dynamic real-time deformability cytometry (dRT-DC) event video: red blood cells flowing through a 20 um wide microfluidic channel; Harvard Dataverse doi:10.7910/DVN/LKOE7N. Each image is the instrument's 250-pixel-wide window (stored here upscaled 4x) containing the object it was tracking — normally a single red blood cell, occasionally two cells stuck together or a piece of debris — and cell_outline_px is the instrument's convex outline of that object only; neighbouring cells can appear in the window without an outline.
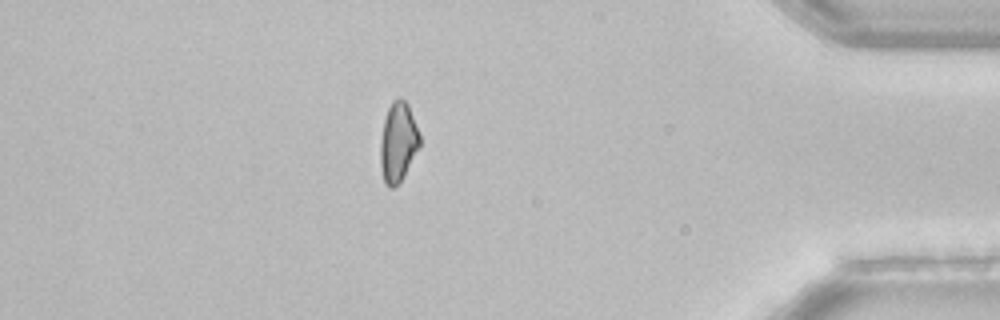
{"species": "common noctule bat (a hibernating species)", "species_latin": "Nyctalus noctula", "temperature_condition": "room temperature", "stored_images_in_passage": 40, "camera_frame_rate_fps": 3000, "um_per_image_px": 0.085, "animal": {"sex": "female", "body_mass_g": 22.7, "forearm_length_mm": 54.2}, "frame": {"image": 1, "passage_image": 34, "time_ms": 11.0, "image_size_px": [1000, 320], "cell_outline_px": [[420, 148], [404, 176], [392, 188], [388, 188], [384, 184], [380, 164], [380, 140], [384, 120], [388, 108], [392, 100], [400, 96], [408, 104], [420, 136]], "centroid_in_image_um": [33.83, 12.09], "position_along_channel_um": 401.4, "area_um2": 18.44}, "authors_computed_cell_mechanics": {"area_um2": 19.2763, "velocity_mm_per_s": 3.8832, "shape_relaxation_time_tau1_ms": 11.1151, "shape_relaxation_time_tau2_ms": null, "deformation_change_tau1": 0.1686, "deformation_change_tau2": null}}